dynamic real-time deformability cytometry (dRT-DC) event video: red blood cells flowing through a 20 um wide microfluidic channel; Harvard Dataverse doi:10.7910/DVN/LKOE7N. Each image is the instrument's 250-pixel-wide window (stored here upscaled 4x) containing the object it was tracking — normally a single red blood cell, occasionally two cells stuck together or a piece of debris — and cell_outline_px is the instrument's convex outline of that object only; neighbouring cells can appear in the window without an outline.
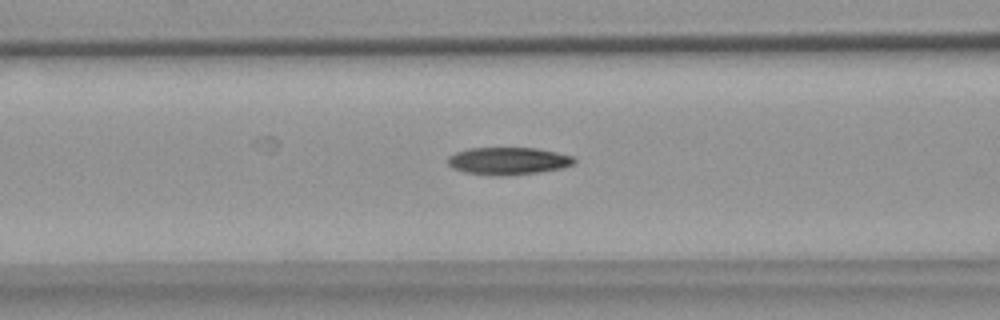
{"species": "common noctule bat (a hibernating species)", "species_latin": "Nyctalus noctula", "temperature_condition": "warm", "stored_images_in_passage": 54, "camera_frame_rate_fps": 3000, "um_per_image_px": 0.085, "animal": {"sex": "female", "body_mass_g": 18.4}, "frame": {"image": 1, "passage_image": 21, "time_ms": 6.667, "image_size_px": [1000, 320], "cell_outline_px": [[576, 160], [572, 164], [560, 168], [540, 172], [500, 176], [464, 172], [452, 168], [448, 164], [448, 156], [456, 152], [468, 148], [536, 148], [556, 152], [572, 156]], "centroid_in_image_um": [43.16, 13.68], "position_along_channel_um": 123.4, "area_um2": 20.06}}
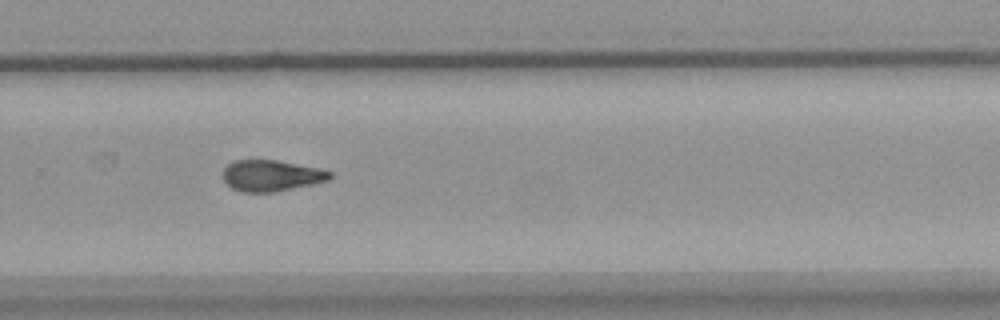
{"frame": {"image": 2, "passage_image": 36, "time_ms": 11.667, "image_size_px": [1000, 320], "cell_outline_px": [[332, 180], [272, 192], [240, 192], [232, 188], [224, 180], [224, 168], [228, 164], [236, 160], [276, 160], [320, 168], [332, 172]], "centroid_in_image_um": [23.09, 14.93], "position_along_channel_um": 306.7, "area_um2": 19.36}}
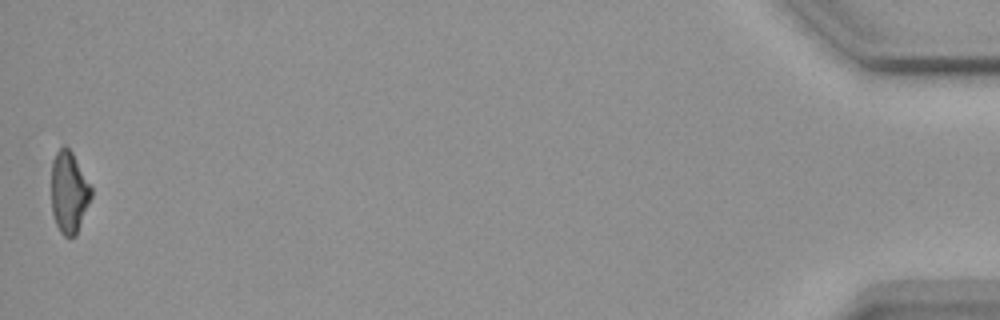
{"frame": {"image": 3, "passage_image": 54, "time_ms": 17.667, "image_size_px": [1000, 320], "cell_outline_px": [[92, 196], [76, 236], [64, 236], [60, 232], [52, 216], [52, 160], [56, 152], [64, 144], [72, 152], [92, 188]], "centroid_in_image_um": [5.86, 16.35], "position_along_channel_um": 429.3, "area_um2": 18.96}, "authors_computed_cell_mechanics": {"area_um2": 19.8543, "velocity_mm_per_s": 3.68, "shape_relaxation_time_tau1_ms": 8.1856, "shape_relaxation_time_tau2_ms": 9.8917, "deformation_change_tau1": 0.2176, "deformation_change_tau2": 0.208}}